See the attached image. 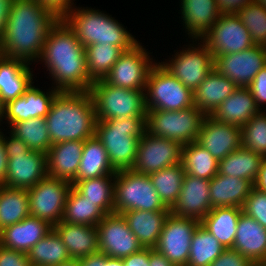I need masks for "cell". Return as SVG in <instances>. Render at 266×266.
I'll list each match as a JSON object with an SVG mask.
<instances>
[{
  "label": "cell",
  "instance_id": "1",
  "mask_svg": "<svg viewBox=\"0 0 266 266\" xmlns=\"http://www.w3.org/2000/svg\"><path fill=\"white\" fill-rule=\"evenodd\" d=\"M59 18L38 0H12L0 54L26 63L39 60L48 32Z\"/></svg>",
  "mask_w": 266,
  "mask_h": 266
},
{
  "label": "cell",
  "instance_id": "2",
  "mask_svg": "<svg viewBox=\"0 0 266 266\" xmlns=\"http://www.w3.org/2000/svg\"><path fill=\"white\" fill-rule=\"evenodd\" d=\"M41 59L58 91H89L94 82L87 72L85 47L61 17L48 32Z\"/></svg>",
  "mask_w": 266,
  "mask_h": 266
},
{
  "label": "cell",
  "instance_id": "3",
  "mask_svg": "<svg viewBox=\"0 0 266 266\" xmlns=\"http://www.w3.org/2000/svg\"><path fill=\"white\" fill-rule=\"evenodd\" d=\"M51 144L95 135L97 115L88 91H60L45 117Z\"/></svg>",
  "mask_w": 266,
  "mask_h": 266
},
{
  "label": "cell",
  "instance_id": "4",
  "mask_svg": "<svg viewBox=\"0 0 266 266\" xmlns=\"http://www.w3.org/2000/svg\"><path fill=\"white\" fill-rule=\"evenodd\" d=\"M146 132V117L97 120L95 137L108 155L112 168L117 172L132 169L140 137Z\"/></svg>",
  "mask_w": 266,
  "mask_h": 266
},
{
  "label": "cell",
  "instance_id": "5",
  "mask_svg": "<svg viewBox=\"0 0 266 266\" xmlns=\"http://www.w3.org/2000/svg\"><path fill=\"white\" fill-rule=\"evenodd\" d=\"M61 18L84 47L101 43L115 45L126 51L138 43L122 24L102 11L71 8Z\"/></svg>",
  "mask_w": 266,
  "mask_h": 266
},
{
  "label": "cell",
  "instance_id": "6",
  "mask_svg": "<svg viewBox=\"0 0 266 266\" xmlns=\"http://www.w3.org/2000/svg\"><path fill=\"white\" fill-rule=\"evenodd\" d=\"M11 137L3 141L8 158L4 186L28 190L48 176L47 154L31 150L20 138Z\"/></svg>",
  "mask_w": 266,
  "mask_h": 266
},
{
  "label": "cell",
  "instance_id": "7",
  "mask_svg": "<svg viewBox=\"0 0 266 266\" xmlns=\"http://www.w3.org/2000/svg\"><path fill=\"white\" fill-rule=\"evenodd\" d=\"M130 210L170 211L161 201L149 175L132 169L117 171L114 179V213Z\"/></svg>",
  "mask_w": 266,
  "mask_h": 266
},
{
  "label": "cell",
  "instance_id": "8",
  "mask_svg": "<svg viewBox=\"0 0 266 266\" xmlns=\"http://www.w3.org/2000/svg\"><path fill=\"white\" fill-rule=\"evenodd\" d=\"M145 90H132L109 85L103 79L94 81L89 89L97 120L146 117Z\"/></svg>",
  "mask_w": 266,
  "mask_h": 266
},
{
  "label": "cell",
  "instance_id": "9",
  "mask_svg": "<svg viewBox=\"0 0 266 266\" xmlns=\"http://www.w3.org/2000/svg\"><path fill=\"white\" fill-rule=\"evenodd\" d=\"M206 115L197 107L180 111L147 110L146 131L182 145L196 142Z\"/></svg>",
  "mask_w": 266,
  "mask_h": 266
},
{
  "label": "cell",
  "instance_id": "10",
  "mask_svg": "<svg viewBox=\"0 0 266 266\" xmlns=\"http://www.w3.org/2000/svg\"><path fill=\"white\" fill-rule=\"evenodd\" d=\"M147 110L180 111L194 106L193 91L184 86L161 63L149 71L145 92Z\"/></svg>",
  "mask_w": 266,
  "mask_h": 266
},
{
  "label": "cell",
  "instance_id": "11",
  "mask_svg": "<svg viewBox=\"0 0 266 266\" xmlns=\"http://www.w3.org/2000/svg\"><path fill=\"white\" fill-rule=\"evenodd\" d=\"M72 183L46 176L28 189L30 216L37 217L55 226L61 222L66 199Z\"/></svg>",
  "mask_w": 266,
  "mask_h": 266
},
{
  "label": "cell",
  "instance_id": "12",
  "mask_svg": "<svg viewBox=\"0 0 266 266\" xmlns=\"http://www.w3.org/2000/svg\"><path fill=\"white\" fill-rule=\"evenodd\" d=\"M201 39L214 58L238 53L255 45L248 29L236 13H221L211 29Z\"/></svg>",
  "mask_w": 266,
  "mask_h": 266
},
{
  "label": "cell",
  "instance_id": "13",
  "mask_svg": "<svg viewBox=\"0 0 266 266\" xmlns=\"http://www.w3.org/2000/svg\"><path fill=\"white\" fill-rule=\"evenodd\" d=\"M183 145L177 141L149 134L139 139L137 155L132 170L149 175L161 169L182 163Z\"/></svg>",
  "mask_w": 266,
  "mask_h": 266
},
{
  "label": "cell",
  "instance_id": "14",
  "mask_svg": "<svg viewBox=\"0 0 266 266\" xmlns=\"http://www.w3.org/2000/svg\"><path fill=\"white\" fill-rule=\"evenodd\" d=\"M199 224L197 219L179 217L170 213L155 249L174 266H187L192 235Z\"/></svg>",
  "mask_w": 266,
  "mask_h": 266
},
{
  "label": "cell",
  "instance_id": "15",
  "mask_svg": "<svg viewBox=\"0 0 266 266\" xmlns=\"http://www.w3.org/2000/svg\"><path fill=\"white\" fill-rule=\"evenodd\" d=\"M142 47L137 43L124 51L103 80L116 87L145 90L148 74L154 63Z\"/></svg>",
  "mask_w": 266,
  "mask_h": 266
},
{
  "label": "cell",
  "instance_id": "16",
  "mask_svg": "<svg viewBox=\"0 0 266 266\" xmlns=\"http://www.w3.org/2000/svg\"><path fill=\"white\" fill-rule=\"evenodd\" d=\"M266 66V46L254 45L238 53L216 56L214 68L237 87L248 88L255 75Z\"/></svg>",
  "mask_w": 266,
  "mask_h": 266
},
{
  "label": "cell",
  "instance_id": "17",
  "mask_svg": "<svg viewBox=\"0 0 266 266\" xmlns=\"http://www.w3.org/2000/svg\"><path fill=\"white\" fill-rule=\"evenodd\" d=\"M97 231L99 250L108 257L123 259L143 249L122 214H107Z\"/></svg>",
  "mask_w": 266,
  "mask_h": 266
},
{
  "label": "cell",
  "instance_id": "18",
  "mask_svg": "<svg viewBox=\"0 0 266 266\" xmlns=\"http://www.w3.org/2000/svg\"><path fill=\"white\" fill-rule=\"evenodd\" d=\"M199 46L177 52L170 64L161 62L167 71L193 92L214 69L213 54L204 43Z\"/></svg>",
  "mask_w": 266,
  "mask_h": 266
},
{
  "label": "cell",
  "instance_id": "19",
  "mask_svg": "<svg viewBox=\"0 0 266 266\" xmlns=\"http://www.w3.org/2000/svg\"><path fill=\"white\" fill-rule=\"evenodd\" d=\"M196 142L208 150L217 161H221L241 147V129L206 115Z\"/></svg>",
  "mask_w": 266,
  "mask_h": 266
},
{
  "label": "cell",
  "instance_id": "20",
  "mask_svg": "<svg viewBox=\"0 0 266 266\" xmlns=\"http://www.w3.org/2000/svg\"><path fill=\"white\" fill-rule=\"evenodd\" d=\"M210 180L185 175L181 192L170 212L199 222L211 211Z\"/></svg>",
  "mask_w": 266,
  "mask_h": 266
},
{
  "label": "cell",
  "instance_id": "21",
  "mask_svg": "<svg viewBox=\"0 0 266 266\" xmlns=\"http://www.w3.org/2000/svg\"><path fill=\"white\" fill-rule=\"evenodd\" d=\"M56 88L45 94L35 86H31L25 94L7 102L4 105V115L10 125L31 118H45L50 110L55 96L59 93Z\"/></svg>",
  "mask_w": 266,
  "mask_h": 266
},
{
  "label": "cell",
  "instance_id": "22",
  "mask_svg": "<svg viewBox=\"0 0 266 266\" xmlns=\"http://www.w3.org/2000/svg\"><path fill=\"white\" fill-rule=\"evenodd\" d=\"M256 266L266 265V229L253 218L241 213L232 246Z\"/></svg>",
  "mask_w": 266,
  "mask_h": 266
},
{
  "label": "cell",
  "instance_id": "23",
  "mask_svg": "<svg viewBox=\"0 0 266 266\" xmlns=\"http://www.w3.org/2000/svg\"><path fill=\"white\" fill-rule=\"evenodd\" d=\"M51 230L53 226L48 222L29 216L0 230V245L27 254Z\"/></svg>",
  "mask_w": 266,
  "mask_h": 266
},
{
  "label": "cell",
  "instance_id": "24",
  "mask_svg": "<svg viewBox=\"0 0 266 266\" xmlns=\"http://www.w3.org/2000/svg\"><path fill=\"white\" fill-rule=\"evenodd\" d=\"M53 230L63 241L71 259L100 252L97 226L61 221L53 226Z\"/></svg>",
  "mask_w": 266,
  "mask_h": 266
},
{
  "label": "cell",
  "instance_id": "25",
  "mask_svg": "<svg viewBox=\"0 0 266 266\" xmlns=\"http://www.w3.org/2000/svg\"><path fill=\"white\" fill-rule=\"evenodd\" d=\"M85 141L52 144L47 153L48 176L73 183L81 161Z\"/></svg>",
  "mask_w": 266,
  "mask_h": 266
},
{
  "label": "cell",
  "instance_id": "26",
  "mask_svg": "<svg viewBox=\"0 0 266 266\" xmlns=\"http://www.w3.org/2000/svg\"><path fill=\"white\" fill-rule=\"evenodd\" d=\"M29 63L0 54V100L7 102L25 94L31 86L33 75Z\"/></svg>",
  "mask_w": 266,
  "mask_h": 266
},
{
  "label": "cell",
  "instance_id": "27",
  "mask_svg": "<svg viewBox=\"0 0 266 266\" xmlns=\"http://www.w3.org/2000/svg\"><path fill=\"white\" fill-rule=\"evenodd\" d=\"M254 184L243 178L216 174L210 180V200L212 208H243Z\"/></svg>",
  "mask_w": 266,
  "mask_h": 266
},
{
  "label": "cell",
  "instance_id": "28",
  "mask_svg": "<svg viewBox=\"0 0 266 266\" xmlns=\"http://www.w3.org/2000/svg\"><path fill=\"white\" fill-rule=\"evenodd\" d=\"M238 87L215 68L193 92L194 106L205 115H211Z\"/></svg>",
  "mask_w": 266,
  "mask_h": 266
},
{
  "label": "cell",
  "instance_id": "29",
  "mask_svg": "<svg viewBox=\"0 0 266 266\" xmlns=\"http://www.w3.org/2000/svg\"><path fill=\"white\" fill-rule=\"evenodd\" d=\"M259 111L250 89L238 87L211 116L217 121L241 128Z\"/></svg>",
  "mask_w": 266,
  "mask_h": 266
},
{
  "label": "cell",
  "instance_id": "30",
  "mask_svg": "<svg viewBox=\"0 0 266 266\" xmlns=\"http://www.w3.org/2000/svg\"><path fill=\"white\" fill-rule=\"evenodd\" d=\"M170 211L130 210L123 212L129 229L143 248H155Z\"/></svg>",
  "mask_w": 266,
  "mask_h": 266
},
{
  "label": "cell",
  "instance_id": "31",
  "mask_svg": "<svg viewBox=\"0 0 266 266\" xmlns=\"http://www.w3.org/2000/svg\"><path fill=\"white\" fill-rule=\"evenodd\" d=\"M185 28L195 39H201L220 17L216 0H181Z\"/></svg>",
  "mask_w": 266,
  "mask_h": 266
},
{
  "label": "cell",
  "instance_id": "32",
  "mask_svg": "<svg viewBox=\"0 0 266 266\" xmlns=\"http://www.w3.org/2000/svg\"><path fill=\"white\" fill-rule=\"evenodd\" d=\"M243 209L240 207H215L200 221L226 249L232 248L237 223Z\"/></svg>",
  "mask_w": 266,
  "mask_h": 266
},
{
  "label": "cell",
  "instance_id": "33",
  "mask_svg": "<svg viewBox=\"0 0 266 266\" xmlns=\"http://www.w3.org/2000/svg\"><path fill=\"white\" fill-rule=\"evenodd\" d=\"M116 175L102 142L95 137L86 139L75 181Z\"/></svg>",
  "mask_w": 266,
  "mask_h": 266
},
{
  "label": "cell",
  "instance_id": "34",
  "mask_svg": "<svg viewBox=\"0 0 266 266\" xmlns=\"http://www.w3.org/2000/svg\"><path fill=\"white\" fill-rule=\"evenodd\" d=\"M263 158L241 146L219 161L218 174L247 179L255 184Z\"/></svg>",
  "mask_w": 266,
  "mask_h": 266
},
{
  "label": "cell",
  "instance_id": "35",
  "mask_svg": "<svg viewBox=\"0 0 266 266\" xmlns=\"http://www.w3.org/2000/svg\"><path fill=\"white\" fill-rule=\"evenodd\" d=\"M107 213L82 196L73 186L69 190L61 221L97 226Z\"/></svg>",
  "mask_w": 266,
  "mask_h": 266
},
{
  "label": "cell",
  "instance_id": "36",
  "mask_svg": "<svg viewBox=\"0 0 266 266\" xmlns=\"http://www.w3.org/2000/svg\"><path fill=\"white\" fill-rule=\"evenodd\" d=\"M29 216L28 191L0 186V230Z\"/></svg>",
  "mask_w": 266,
  "mask_h": 266
},
{
  "label": "cell",
  "instance_id": "37",
  "mask_svg": "<svg viewBox=\"0 0 266 266\" xmlns=\"http://www.w3.org/2000/svg\"><path fill=\"white\" fill-rule=\"evenodd\" d=\"M31 266H56L68 262L71 257L58 234L51 230L28 252Z\"/></svg>",
  "mask_w": 266,
  "mask_h": 266
},
{
  "label": "cell",
  "instance_id": "38",
  "mask_svg": "<svg viewBox=\"0 0 266 266\" xmlns=\"http://www.w3.org/2000/svg\"><path fill=\"white\" fill-rule=\"evenodd\" d=\"M182 165L187 175L211 180L218 173L219 161L197 142L183 145Z\"/></svg>",
  "mask_w": 266,
  "mask_h": 266
},
{
  "label": "cell",
  "instance_id": "39",
  "mask_svg": "<svg viewBox=\"0 0 266 266\" xmlns=\"http://www.w3.org/2000/svg\"><path fill=\"white\" fill-rule=\"evenodd\" d=\"M114 179L115 175H106L83 181H74L72 186L85 199L97 204L107 214H112L114 213Z\"/></svg>",
  "mask_w": 266,
  "mask_h": 266
},
{
  "label": "cell",
  "instance_id": "40",
  "mask_svg": "<svg viewBox=\"0 0 266 266\" xmlns=\"http://www.w3.org/2000/svg\"><path fill=\"white\" fill-rule=\"evenodd\" d=\"M185 175L182 163L149 174L158 196L167 208L171 209L177 201Z\"/></svg>",
  "mask_w": 266,
  "mask_h": 266
},
{
  "label": "cell",
  "instance_id": "41",
  "mask_svg": "<svg viewBox=\"0 0 266 266\" xmlns=\"http://www.w3.org/2000/svg\"><path fill=\"white\" fill-rule=\"evenodd\" d=\"M226 248L201 224L192 235L187 266H209Z\"/></svg>",
  "mask_w": 266,
  "mask_h": 266
},
{
  "label": "cell",
  "instance_id": "42",
  "mask_svg": "<svg viewBox=\"0 0 266 266\" xmlns=\"http://www.w3.org/2000/svg\"><path fill=\"white\" fill-rule=\"evenodd\" d=\"M123 52L118 46L101 43L85 47L89 77L93 81L104 79Z\"/></svg>",
  "mask_w": 266,
  "mask_h": 266
},
{
  "label": "cell",
  "instance_id": "43",
  "mask_svg": "<svg viewBox=\"0 0 266 266\" xmlns=\"http://www.w3.org/2000/svg\"><path fill=\"white\" fill-rule=\"evenodd\" d=\"M11 133L20 138L31 150L48 153L51 139L45 118H31L13 123Z\"/></svg>",
  "mask_w": 266,
  "mask_h": 266
},
{
  "label": "cell",
  "instance_id": "44",
  "mask_svg": "<svg viewBox=\"0 0 266 266\" xmlns=\"http://www.w3.org/2000/svg\"><path fill=\"white\" fill-rule=\"evenodd\" d=\"M255 45L266 46V8L254 0L236 12Z\"/></svg>",
  "mask_w": 266,
  "mask_h": 266
},
{
  "label": "cell",
  "instance_id": "45",
  "mask_svg": "<svg viewBox=\"0 0 266 266\" xmlns=\"http://www.w3.org/2000/svg\"><path fill=\"white\" fill-rule=\"evenodd\" d=\"M240 129L241 146L266 157V113L260 110Z\"/></svg>",
  "mask_w": 266,
  "mask_h": 266
},
{
  "label": "cell",
  "instance_id": "46",
  "mask_svg": "<svg viewBox=\"0 0 266 266\" xmlns=\"http://www.w3.org/2000/svg\"><path fill=\"white\" fill-rule=\"evenodd\" d=\"M242 209L266 229V192L253 187Z\"/></svg>",
  "mask_w": 266,
  "mask_h": 266
},
{
  "label": "cell",
  "instance_id": "47",
  "mask_svg": "<svg viewBox=\"0 0 266 266\" xmlns=\"http://www.w3.org/2000/svg\"><path fill=\"white\" fill-rule=\"evenodd\" d=\"M209 266H256L247 257L231 248L225 249Z\"/></svg>",
  "mask_w": 266,
  "mask_h": 266
},
{
  "label": "cell",
  "instance_id": "48",
  "mask_svg": "<svg viewBox=\"0 0 266 266\" xmlns=\"http://www.w3.org/2000/svg\"><path fill=\"white\" fill-rule=\"evenodd\" d=\"M0 266H31L27 254L0 245Z\"/></svg>",
  "mask_w": 266,
  "mask_h": 266
},
{
  "label": "cell",
  "instance_id": "49",
  "mask_svg": "<svg viewBox=\"0 0 266 266\" xmlns=\"http://www.w3.org/2000/svg\"><path fill=\"white\" fill-rule=\"evenodd\" d=\"M257 107L266 102V66L262 68L248 87Z\"/></svg>",
  "mask_w": 266,
  "mask_h": 266
},
{
  "label": "cell",
  "instance_id": "50",
  "mask_svg": "<svg viewBox=\"0 0 266 266\" xmlns=\"http://www.w3.org/2000/svg\"><path fill=\"white\" fill-rule=\"evenodd\" d=\"M122 260L124 266H149V248H143L141 251L131 254Z\"/></svg>",
  "mask_w": 266,
  "mask_h": 266
},
{
  "label": "cell",
  "instance_id": "51",
  "mask_svg": "<svg viewBox=\"0 0 266 266\" xmlns=\"http://www.w3.org/2000/svg\"><path fill=\"white\" fill-rule=\"evenodd\" d=\"M221 13H236L253 0H216Z\"/></svg>",
  "mask_w": 266,
  "mask_h": 266
},
{
  "label": "cell",
  "instance_id": "52",
  "mask_svg": "<svg viewBox=\"0 0 266 266\" xmlns=\"http://www.w3.org/2000/svg\"><path fill=\"white\" fill-rule=\"evenodd\" d=\"M44 6L53 10L59 17H61L68 9H71V0H38Z\"/></svg>",
  "mask_w": 266,
  "mask_h": 266
},
{
  "label": "cell",
  "instance_id": "53",
  "mask_svg": "<svg viewBox=\"0 0 266 266\" xmlns=\"http://www.w3.org/2000/svg\"><path fill=\"white\" fill-rule=\"evenodd\" d=\"M8 166V158L5 150L2 132H0V186L4 185Z\"/></svg>",
  "mask_w": 266,
  "mask_h": 266
},
{
  "label": "cell",
  "instance_id": "54",
  "mask_svg": "<svg viewBox=\"0 0 266 266\" xmlns=\"http://www.w3.org/2000/svg\"><path fill=\"white\" fill-rule=\"evenodd\" d=\"M107 255L99 252L86 257L79 258V266H101L105 263Z\"/></svg>",
  "mask_w": 266,
  "mask_h": 266
},
{
  "label": "cell",
  "instance_id": "55",
  "mask_svg": "<svg viewBox=\"0 0 266 266\" xmlns=\"http://www.w3.org/2000/svg\"><path fill=\"white\" fill-rule=\"evenodd\" d=\"M149 266H174L164 255L155 248H149Z\"/></svg>",
  "mask_w": 266,
  "mask_h": 266
},
{
  "label": "cell",
  "instance_id": "56",
  "mask_svg": "<svg viewBox=\"0 0 266 266\" xmlns=\"http://www.w3.org/2000/svg\"><path fill=\"white\" fill-rule=\"evenodd\" d=\"M11 2L12 0H0V41L5 30L6 21L10 12Z\"/></svg>",
  "mask_w": 266,
  "mask_h": 266
},
{
  "label": "cell",
  "instance_id": "57",
  "mask_svg": "<svg viewBox=\"0 0 266 266\" xmlns=\"http://www.w3.org/2000/svg\"><path fill=\"white\" fill-rule=\"evenodd\" d=\"M254 187L266 192V157H264L261 162V168Z\"/></svg>",
  "mask_w": 266,
  "mask_h": 266
},
{
  "label": "cell",
  "instance_id": "58",
  "mask_svg": "<svg viewBox=\"0 0 266 266\" xmlns=\"http://www.w3.org/2000/svg\"><path fill=\"white\" fill-rule=\"evenodd\" d=\"M101 266H124V265L122 259L107 257L105 263L102 264Z\"/></svg>",
  "mask_w": 266,
  "mask_h": 266
},
{
  "label": "cell",
  "instance_id": "59",
  "mask_svg": "<svg viewBox=\"0 0 266 266\" xmlns=\"http://www.w3.org/2000/svg\"><path fill=\"white\" fill-rule=\"evenodd\" d=\"M56 266H79V260L71 259L68 262L61 263L60 265H56Z\"/></svg>",
  "mask_w": 266,
  "mask_h": 266
},
{
  "label": "cell",
  "instance_id": "60",
  "mask_svg": "<svg viewBox=\"0 0 266 266\" xmlns=\"http://www.w3.org/2000/svg\"><path fill=\"white\" fill-rule=\"evenodd\" d=\"M4 104L0 100V121H2L1 118H4Z\"/></svg>",
  "mask_w": 266,
  "mask_h": 266
},
{
  "label": "cell",
  "instance_id": "61",
  "mask_svg": "<svg viewBox=\"0 0 266 266\" xmlns=\"http://www.w3.org/2000/svg\"><path fill=\"white\" fill-rule=\"evenodd\" d=\"M256 3L266 8V0H254Z\"/></svg>",
  "mask_w": 266,
  "mask_h": 266
}]
</instances>
